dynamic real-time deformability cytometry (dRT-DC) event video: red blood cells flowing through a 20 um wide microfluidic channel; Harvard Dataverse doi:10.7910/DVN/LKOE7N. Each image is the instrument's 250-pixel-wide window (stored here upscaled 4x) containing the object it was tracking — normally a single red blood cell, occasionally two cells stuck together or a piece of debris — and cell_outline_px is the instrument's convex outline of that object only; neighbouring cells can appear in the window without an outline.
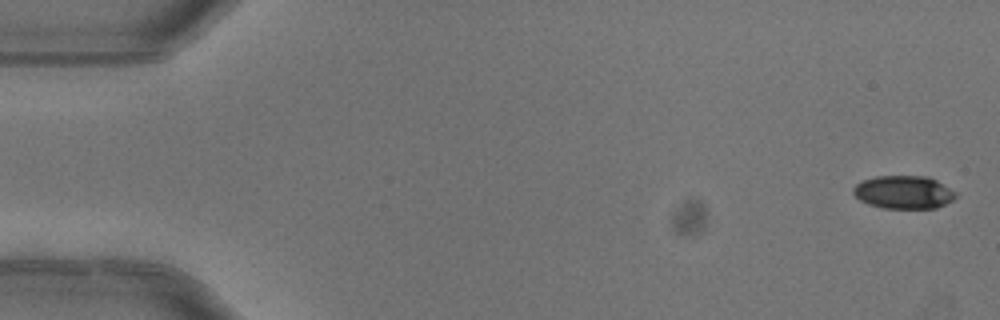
{"species": "common noctule bat (a hibernating species)", "species_latin": "Nyctalus noctula", "temperature_condition": "warm", "stored_images_in_passage": 5, "segment_of_instrument_passage": [1, 2], "camera_frame_rate_fps": 3000, "um_per_image_px": 0.085, "animal": {"sex": "female"}, "frame": {"image": 1, "passage_image": 1, "time_ms": 0.0, "image_size_px": [1000, 320], "cell_outline_px": [[956, 196], [952, 200], [936, 208], [884, 208], [868, 204], [860, 200], [852, 192], [852, 188], [856, 184], [864, 180], [876, 176], [928, 176], [936, 180], [956, 192]], "centroid_in_image_um": [76.8, 16.33], "position_along_channel_um": 8.2, "area_um2": 19.65}}
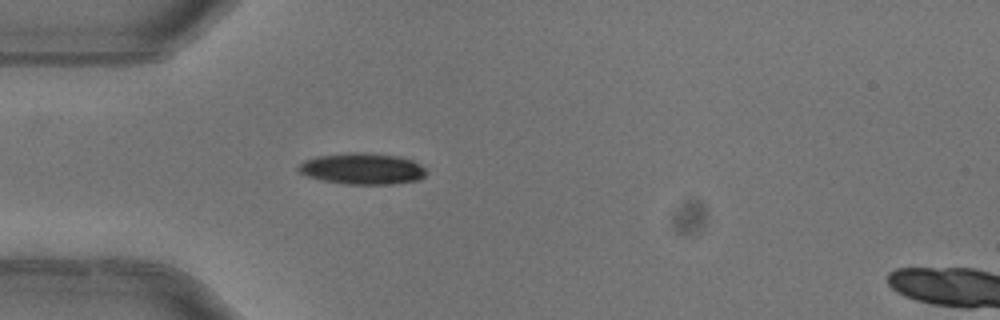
{"frame": {"image": 2, "passage_image": 4, "time_ms": 1.0, "image_size_px": [1000, 320], "cell_outline_px": [[428, 172], [420, 180], [392, 184], [348, 184], [324, 180], [308, 176], [300, 172], [296, 168], [304, 160], [316, 156], [344, 152], [372, 152], [400, 156], [412, 160], [420, 164]], "centroid_in_image_um": [30.83, 14.32], "position_along_channel_um": 54.2, "area_um2": 23.58}}